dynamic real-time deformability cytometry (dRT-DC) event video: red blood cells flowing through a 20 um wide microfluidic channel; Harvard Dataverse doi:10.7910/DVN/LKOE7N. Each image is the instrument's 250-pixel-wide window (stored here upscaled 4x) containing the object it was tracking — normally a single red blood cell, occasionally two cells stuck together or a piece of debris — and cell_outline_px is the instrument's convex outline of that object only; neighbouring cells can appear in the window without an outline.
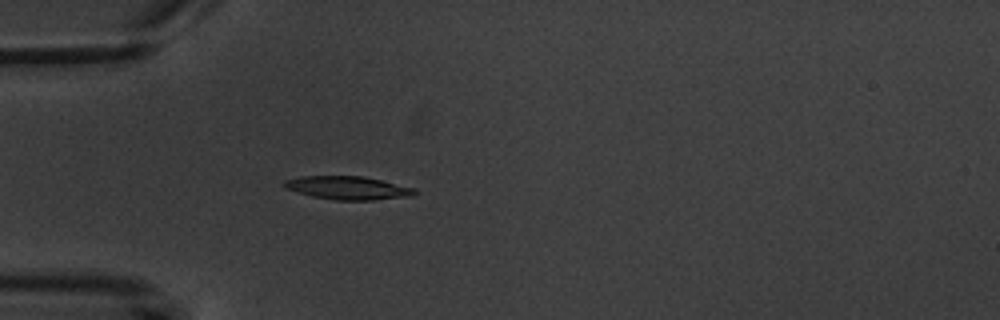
{"species": "common noctule bat (a hibernating species)", "species_latin": "Nyctalus noctula", "temperature_condition": "warm", "stored_images_in_passage": 5, "camera_frame_rate_fps": 3000, "um_per_image_px": 0.085, "animal": {"sex": "male", "body_mass_g": 20.1, "forearm_length_mm": 53.5}, "frame": {"image": 1, "passage_image": 5, "time_ms": 5.333, "image_size_px": [1000, 320], "cell_outline_px": [[420, 192], [416, 196], [372, 200], [336, 200], [312, 196], [296, 192], [284, 188], [280, 184], [284, 180], [300, 176], [364, 176], [416, 188]], "centroid_in_image_um": [29.59, 15.97], "position_along_channel_um": 55.4, "area_um2": 18.09}}